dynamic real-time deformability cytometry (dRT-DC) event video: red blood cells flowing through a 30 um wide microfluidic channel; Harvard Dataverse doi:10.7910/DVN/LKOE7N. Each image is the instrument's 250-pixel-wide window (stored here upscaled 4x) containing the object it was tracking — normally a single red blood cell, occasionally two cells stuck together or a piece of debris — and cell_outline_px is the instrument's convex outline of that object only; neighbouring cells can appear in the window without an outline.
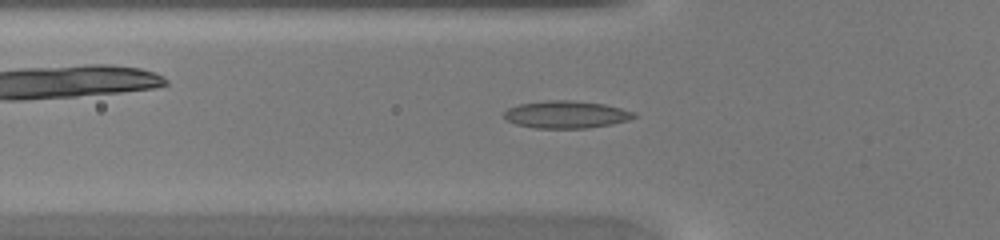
{"species": "common noctule bat (a hibernating species)", "species_latin": "Nyctalus noctula", "temperature_condition": "warm", "stored_images_in_passage": 46, "camera_frame_rate_fps": 3000, "um_per_image_px": 0.085, "animal": {"sex": "female", "body_mass_g": 20.0, "forearm_length_mm": 54.0}, "frame": {"image": 1, "passage_image": 16, "time_ms": 5.0, "image_size_px": [1000, 240], "cell_outline_px": [[636, 116], [628, 120], [612, 124], [588, 128], [536, 128], [516, 124], [504, 120], [504, 112], [508, 108], [520, 104], [548, 100], [568, 100], [604, 104], [620, 108], [632, 112]], "centroid_in_image_um": [48.08, 9.74], "position_along_channel_um": 77.7, "area_um2": 20.58}}
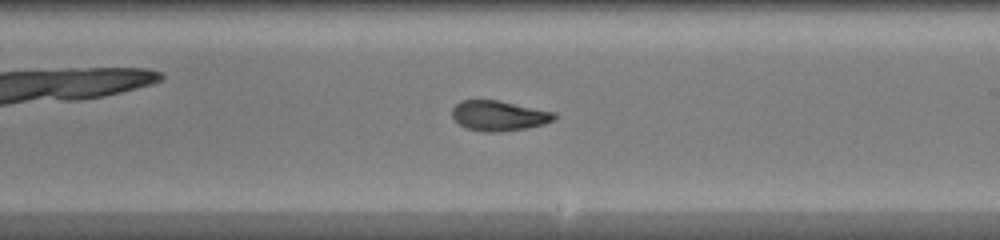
{"frame": {"image": 2, "passage_image": 27, "time_ms": 8.667, "image_size_px": [1000, 240], "cell_outline_px": [[556, 116], [552, 120], [544, 124], [524, 128], [496, 132], [484, 132], [468, 128], [460, 124], [452, 116], [452, 108], [460, 100], [496, 100], [556, 112]], "centroid_in_image_um": [42.39, 9.82], "position_along_channel_um": 246.6, "area_um2": 17.69}}
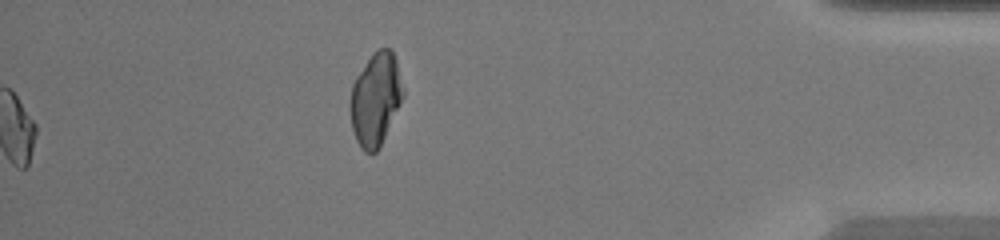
{"frame": {"image": 3, "passage_image": 46, "time_ms": 15.0, "image_size_px": [1000, 240], "cell_outline_px": [[404, 96], [380, 148], [376, 152], [364, 152], [360, 148], [356, 140], [352, 128], [348, 108], [348, 104], [352, 84], [356, 76], [368, 60], [380, 48], [392, 48], [396, 60], [404, 88]], "centroid_in_image_um": [31.91, 8.46], "position_along_channel_um": 403.3, "area_um2": 28.84}}